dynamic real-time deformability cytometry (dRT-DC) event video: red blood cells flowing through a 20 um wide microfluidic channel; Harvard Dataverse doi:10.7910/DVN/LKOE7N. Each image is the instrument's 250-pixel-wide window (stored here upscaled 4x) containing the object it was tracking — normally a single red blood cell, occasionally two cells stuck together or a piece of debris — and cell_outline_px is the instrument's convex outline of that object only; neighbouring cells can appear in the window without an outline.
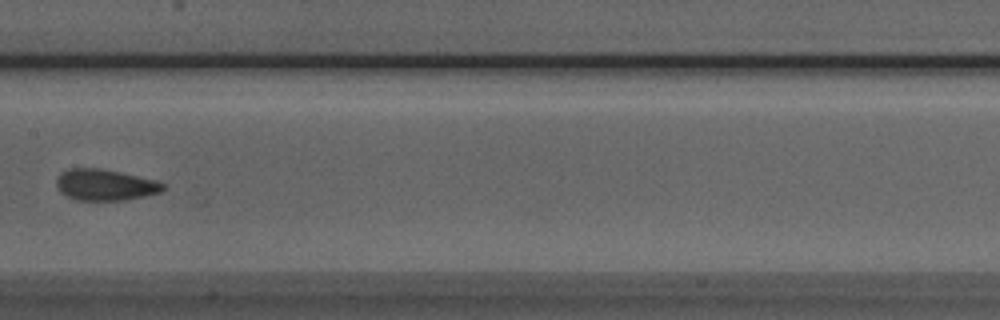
{"species": "Egyptian fruit bat (a non-hibernating species)", "species_latin": "Rousettus aegyptiacus", "temperature_condition": "room temperature", "stored_images_in_passage": 6, "camera_frame_rate_fps": 3000, "um_per_image_px": 0.085, "animal": {"sex": "male"}, "frame": {"image": 1, "passage_image": 6, "time_ms": 1.667, "image_size_px": [1000, 320], "cell_outline_px": [[164, 188], [160, 192], [128, 200], [76, 200], [60, 192], [56, 184], [56, 180], [60, 172], [72, 168], [100, 168], [120, 172], [156, 180], [164, 184]], "centroid_in_image_um": [8.92, 15.71], "position_along_channel_um": 198.5, "area_um2": 19.36}}